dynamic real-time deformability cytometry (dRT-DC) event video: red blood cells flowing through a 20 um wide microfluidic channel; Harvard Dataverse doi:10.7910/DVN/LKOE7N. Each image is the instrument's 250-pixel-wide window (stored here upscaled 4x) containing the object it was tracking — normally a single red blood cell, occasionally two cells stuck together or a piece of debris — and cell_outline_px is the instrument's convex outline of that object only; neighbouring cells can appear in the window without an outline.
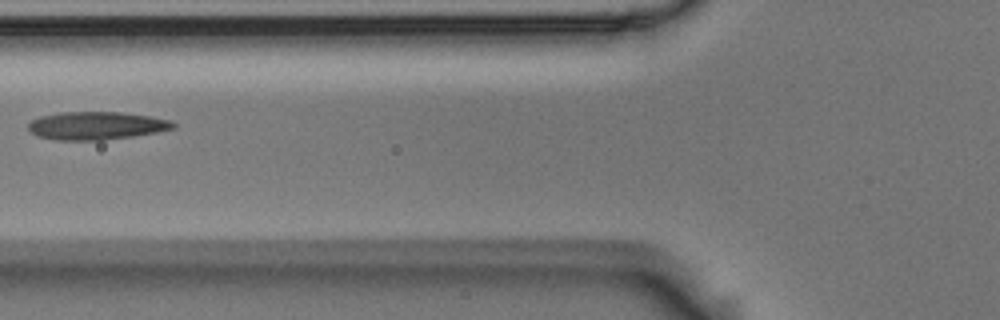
{"species": "Egyptian fruit bat (a non-hibernating species)", "species_latin": "Rousettus aegyptiacus", "temperature_condition": "room temperature", "stored_images_in_passage": 6, "camera_frame_rate_fps": 3000, "um_per_image_px": 0.085, "animal": {"sex": "male"}, "frame": {"image": 1, "passage_image": 6, "time_ms": 1.667, "image_size_px": [1000, 320], "cell_outline_px": [[176, 128], [156, 132], [132, 136], [104, 140], [56, 140], [36, 136], [28, 132], [28, 124], [32, 120], [40, 116], [60, 112], [120, 112], [148, 116], [172, 120], [176, 124]], "centroid_in_image_um": [8.16, 10.68], "position_along_channel_um": 117.6, "area_um2": 23.76}}